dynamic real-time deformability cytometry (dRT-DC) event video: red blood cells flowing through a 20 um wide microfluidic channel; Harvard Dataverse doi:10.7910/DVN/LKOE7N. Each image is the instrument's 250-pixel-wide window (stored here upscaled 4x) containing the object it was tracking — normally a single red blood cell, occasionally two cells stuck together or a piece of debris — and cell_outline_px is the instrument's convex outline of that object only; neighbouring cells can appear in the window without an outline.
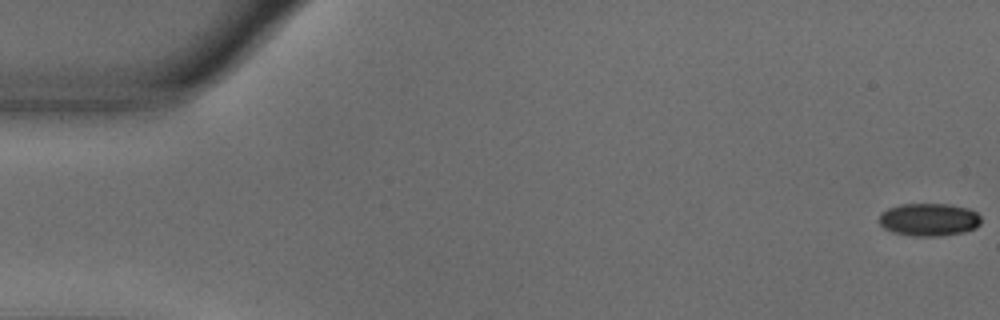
{"species": "common noctule bat (a hibernating species)", "species_latin": "Nyctalus noctula", "temperature_condition": "warm", "stored_images_in_passage": 10, "camera_frame_rate_fps": 3000, "um_per_image_px": 0.085, "animal": {"sex": "male", "body_mass_g": 18.8}, "frame": {"image": 1, "passage_image": 1, "time_ms": 0.0, "image_size_px": [1000, 320], "cell_outline_px": [[980, 224], [976, 228], [964, 232], [940, 236], [912, 236], [892, 232], [884, 228], [880, 224], [880, 212], [888, 208], [900, 204], [948, 204], [968, 208], [976, 212], [980, 216]], "centroid_in_image_um": [78.96, 18.67], "position_along_channel_um": 6.0, "area_um2": 19.59}}